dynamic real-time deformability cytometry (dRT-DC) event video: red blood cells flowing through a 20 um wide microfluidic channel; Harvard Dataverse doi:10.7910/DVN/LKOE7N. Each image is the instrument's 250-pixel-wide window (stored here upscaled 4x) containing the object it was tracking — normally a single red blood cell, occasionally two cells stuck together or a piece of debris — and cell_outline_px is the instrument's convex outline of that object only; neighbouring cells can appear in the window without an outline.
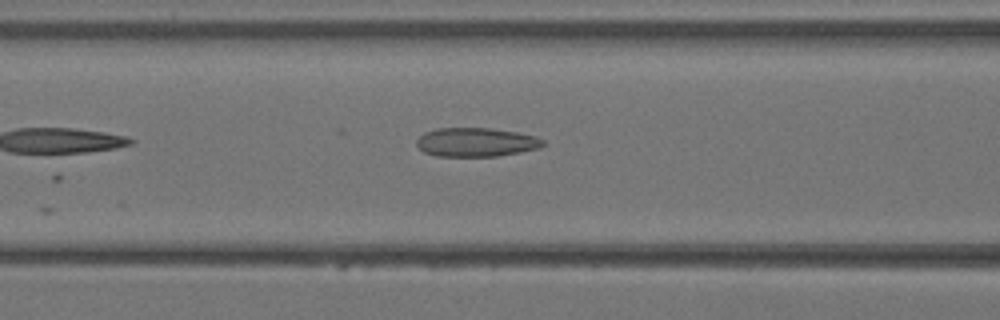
{"species": "Egyptian fruit bat (a non-hibernating species)", "species_latin": "Rousettus aegyptiacus", "temperature_condition": "warm", "stored_images_in_passage": 16, "camera_frame_rate_fps": 3000, "um_per_image_px": 0.085, "animal": {"sex": "female"}, "frame": {"image": 1, "passage_image": 5, "time_ms": 1.333, "image_size_px": [1000, 320], "cell_outline_px": [[544, 144], [540, 148], [520, 152], [496, 156], [436, 156], [424, 152], [416, 144], [416, 140], [424, 132], [436, 128], [488, 128], [516, 132], [536, 136], [544, 140]], "centroid_in_image_um": [40.46, 12.08], "position_along_channel_um": 126.1, "area_um2": 21.27}}